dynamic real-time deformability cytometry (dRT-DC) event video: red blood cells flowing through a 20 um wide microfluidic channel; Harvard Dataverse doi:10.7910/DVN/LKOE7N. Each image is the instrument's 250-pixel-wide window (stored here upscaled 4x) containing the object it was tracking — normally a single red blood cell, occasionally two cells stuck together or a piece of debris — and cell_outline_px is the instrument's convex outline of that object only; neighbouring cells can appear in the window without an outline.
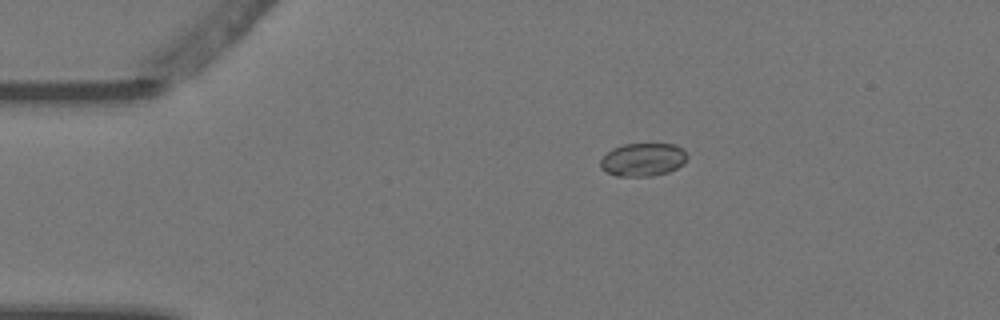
{"species": "Egyptian fruit bat (a non-hibernating species)", "species_latin": "Rousettus aegyptiacus", "temperature_condition": "warm", "stored_images_in_passage": 4, "camera_frame_rate_fps": 3000, "um_per_image_px": 0.085, "animal": {"sex": "female"}, "frame": {"image": 1, "passage_image": 1, "time_ms": 0.0, "image_size_px": [1000, 320], "cell_outline_px": [[688, 156], [684, 164], [668, 172], [652, 176], [616, 176], [600, 168], [600, 160], [612, 148], [624, 144], [676, 144], [684, 148]], "centroid_in_image_um": [54.68, 13.56], "position_along_channel_um": 30.3, "area_um2": 16.88}}
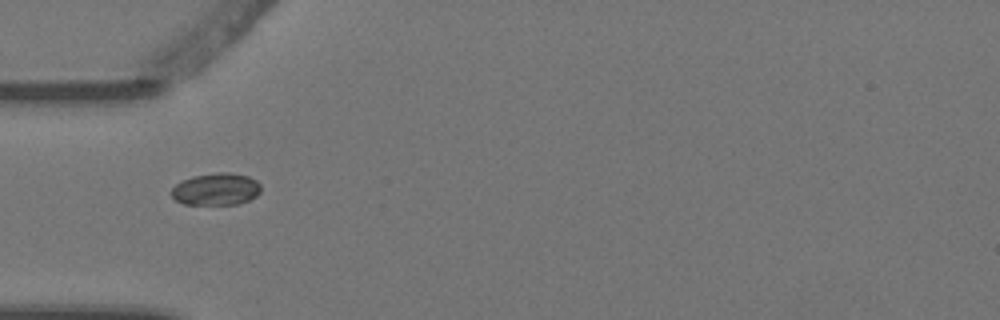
{"frame": {"image": 2, "passage_image": 3, "time_ms": 0.667, "image_size_px": [1000, 320], "cell_outline_px": [[260, 192], [256, 196], [248, 200], [236, 204], [184, 204], [176, 200], [168, 192], [176, 184], [192, 176], [216, 172], [228, 172], [248, 176], [256, 180], [260, 184]], "centroid_in_image_um": [18.35, 16.07], "position_along_channel_um": 66.7, "area_um2": 16.76}}
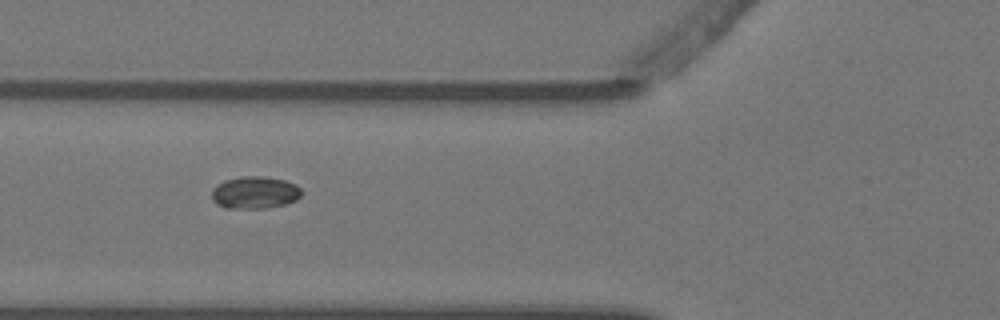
{"frame": {"image": 3, "passage_image": 4, "time_ms": 1.0, "image_size_px": [1000, 320], "cell_outline_px": [[300, 196], [296, 200], [284, 204], [264, 208], [228, 208], [216, 204], [212, 200], [212, 188], [216, 184], [224, 180], [240, 176], [264, 176], [284, 180], [296, 184], [300, 188]], "centroid_in_image_um": [21.62, 16.35], "position_along_channel_um": 104.2, "area_um2": 16.94}}